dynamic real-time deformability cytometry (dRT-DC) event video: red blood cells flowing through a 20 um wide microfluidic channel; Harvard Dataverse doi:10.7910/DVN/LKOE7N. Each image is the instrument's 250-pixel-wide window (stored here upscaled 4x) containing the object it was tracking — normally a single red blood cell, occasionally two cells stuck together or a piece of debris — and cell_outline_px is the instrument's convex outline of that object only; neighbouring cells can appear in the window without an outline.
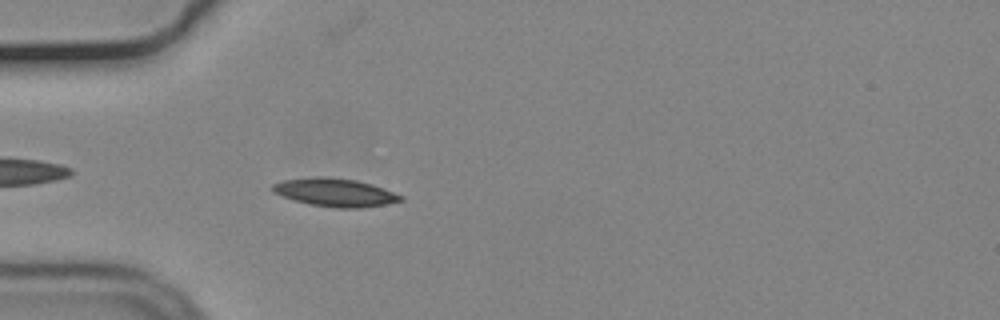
{"species": "common noctule bat (a hibernating species)", "species_latin": "Nyctalus noctula", "temperature_condition": "cold", "stored_images_in_passage": 44, "camera_frame_rate_fps": 3000, "um_per_image_px": 0.085, "animal": {"sex": "male", "body_mass_g": 19.2, "forearm_length_mm": 51.8}, "frame": {"image": 1, "passage_image": 4, "time_ms": 1.0, "image_size_px": [1000, 320], "cell_outline_px": [[404, 200], [384, 204], [360, 208], [336, 208], [312, 204], [296, 200], [272, 192], [272, 184], [284, 180], [320, 176], [328, 176], [356, 180], [372, 184], [384, 188], [404, 196]], "centroid_in_image_um": [28.52, 16.35], "position_along_channel_um": 56.5, "area_um2": 20.87}}
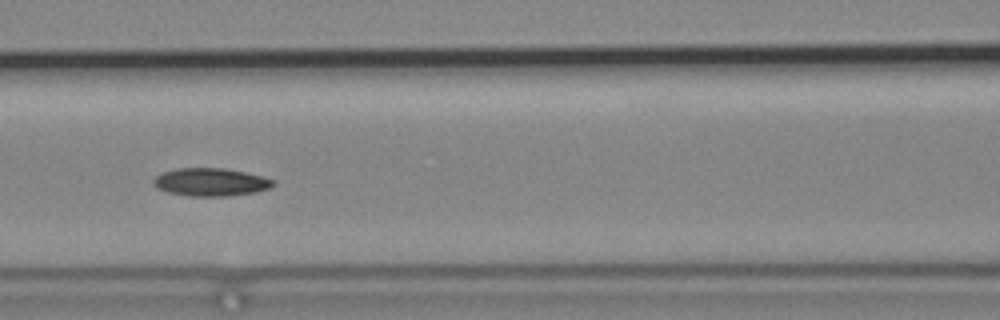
{"frame": {"image": 2, "passage_image": 12, "time_ms": 3.667, "image_size_px": [1000, 320], "cell_outline_px": [[276, 184], [268, 188], [256, 192], [228, 196], [188, 196], [168, 192], [156, 188], [152, 184], [152, 180], [156, 176], [164, 172], [176, 168], [224, 168], [244, 172], [276, 180]], "centroid_in_image_um": [17.89, 15.48], "position_along_channel_um": 148.7, "area_um2": 19.54}}
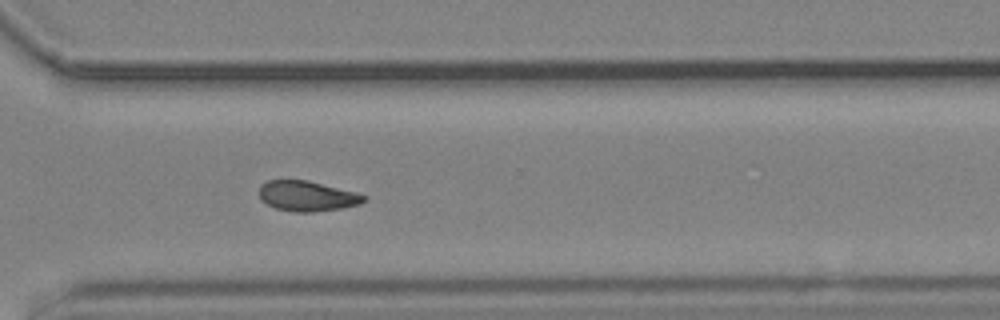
{"frame": {"image": 3, "passage_image": 28, "time_ms": 9.0, "image_size_px": [1000, 320], "cell_outline_px": [[368, 200], [360, 204], [340, 208], [312, 212], [296, 212], [276, 208], [260, 200], [260, 184], [268, 180], [308, 180], [356, 192], [368, 196]], "centroid_in_image_um": [26.13, 16.66], "position_along_channel_um": 344.5, "area_um2": 18.5}}